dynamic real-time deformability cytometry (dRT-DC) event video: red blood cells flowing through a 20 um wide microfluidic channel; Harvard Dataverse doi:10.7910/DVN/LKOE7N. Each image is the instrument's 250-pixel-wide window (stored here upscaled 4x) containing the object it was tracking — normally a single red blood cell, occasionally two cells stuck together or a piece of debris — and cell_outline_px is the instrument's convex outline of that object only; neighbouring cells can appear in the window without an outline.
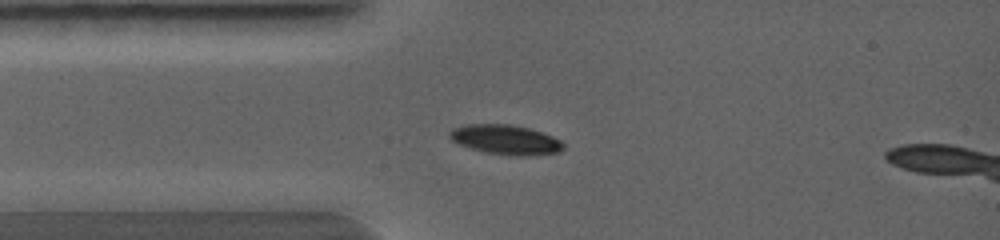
{"species": "common noctule bat (a hibernating species)", "species_latin": "Nyctalus noctula", "temperature_condition": "warm", "stored_images_in_passage": 36, "camera_frame_rate_fps": 5000, "um_per_image_px": 0.085, "animal": {"sex": "female", "body_mass_g": 19.0, "forearm_length_mm": 56.7}, "frame": {"image": 1, "passage_image": 5, "time_ms": 1.0, "image_size_px": [1000, 240], "cell_outline_px": [[564, 148], [560, 152], [528, 156], [512, 156], [484, 152], [460, 144], [452, 140], [448, 136], [448, 132], [452, 128], [464, 124], [512, 124], [528, 128], [552, 136], [560, 140], [564, 144]], "centroid_in_image_um": [42.97, 11.87], "position_along_channel_um": 42.0, "area_um2": 19.77}}
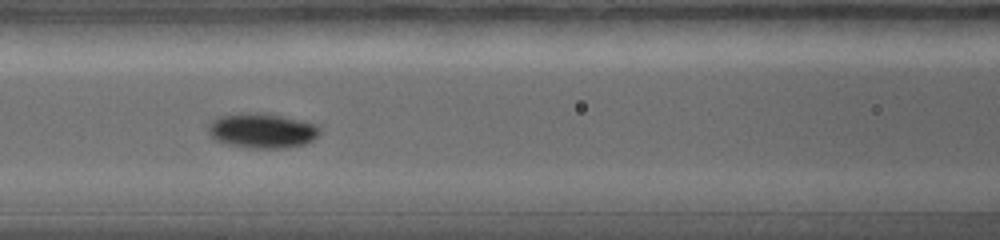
{"frame": {"image": 2, "passage_image": 12, "time_ms": 2.6, "image_size_px": [1000, 240], "cell_outline_px": [[320, 132], [312, 140], [304, 144], [288, 148], [248, 148], [228, 144], [212, 140], [208, 132], [208, 124], [216, 116], [240, 112], [260, 112], [304, 120], [316, 124], [320, 128]], "centroid_in_image_um": [22.23, 11.09], "position_along_channel_um": 144.4, "area_um2": 23.18}}
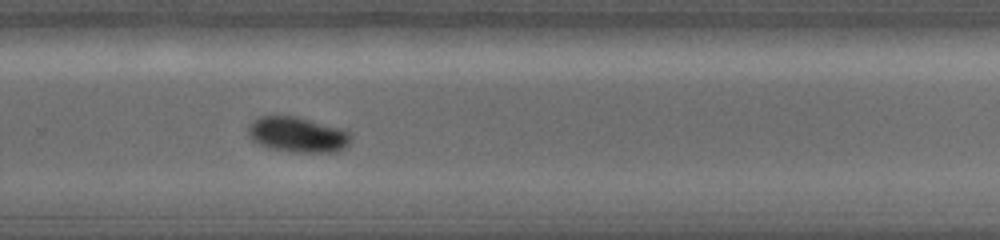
{"frame": {"image": 3, "passage_image": 22, "time_ms": 5.0, "image_size_px": [1000, 240], "cell_outline_px": [[352, 136], [348, 144], [344, 148], [336, 152], [292, 152], [268, 148], [252, 140], [248, 136], [248, 124], [252, 120], [260, 116], [296, 116], [344, 128], [352, 132]], "centroid_in_image_um": [25.32, 11.43], "position_along_channel_um": 304.5, "area_um2": 21.56}}